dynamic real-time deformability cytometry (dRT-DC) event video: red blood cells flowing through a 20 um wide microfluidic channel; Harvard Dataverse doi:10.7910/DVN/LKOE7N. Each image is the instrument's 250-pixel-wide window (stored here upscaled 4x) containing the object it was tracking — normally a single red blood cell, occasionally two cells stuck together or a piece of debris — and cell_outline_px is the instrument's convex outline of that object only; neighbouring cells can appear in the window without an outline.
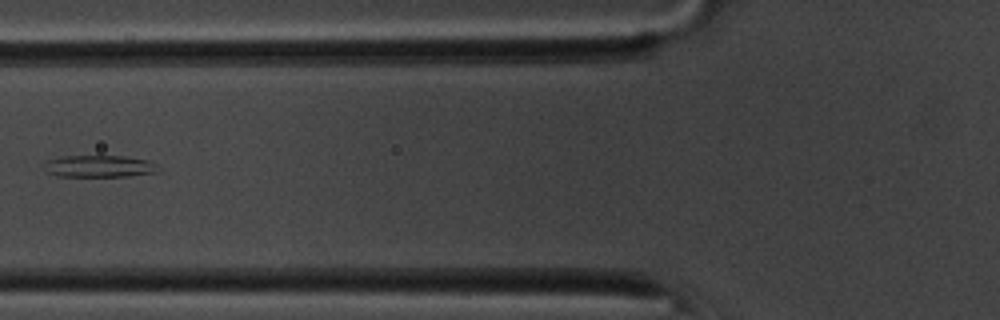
{"species": "common noctule bat (a hibernating species)", "species_latin": "Nyctalus noctula", "temperature_condition": "room temperature", "stored_images_in_passage": 35, "camera_frame_rate_fps": 3000, "um_per_image_px": 0.085, "animal": {"sex": "male", "body_mass_g": 20.1, "forearm_length_mm": 53.5}, "frame": {"image": 1, "passage_image": 2, "time_ms": 0.333, "image_size_px": [1000, 320], "cell_outline_px": [[160, 168], [156, 172], [128, 176], [56, 176], [48, 172], [44, 160], [64, 156], [124, 156], [148, 160]], "centroid_in_image_um": [8.43, 14.12], "position_along_channel_um": 117.4, "area_um2": 14.45}}
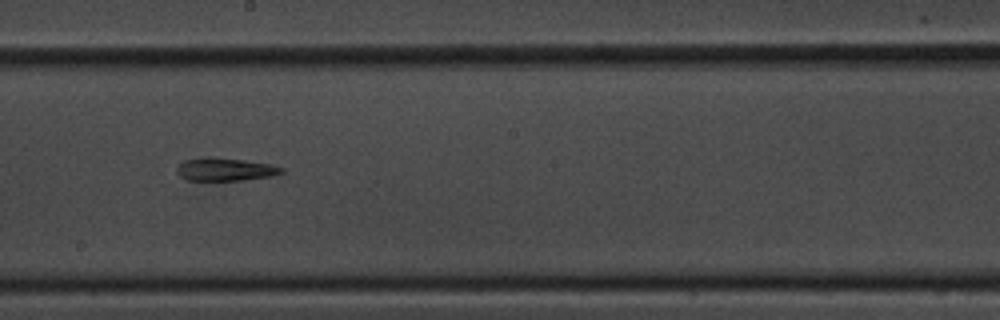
{"frame": {"image": 2, "passage_image": 11, "time_ms": 3.333, "image_size_px": [1000, 320], "cell_outline_px": [[284, 172], [272, 176], [244, 180], [184, 180], [176, 172], [176, 168], [184, 160], [200, 156], [208, 156], [244, 160], [272, 164], [284, 168]], "centroid_in_image_um": [19.12, 14.38], "position_along_channel_um": 229.1, "area_um2": 14.28}}
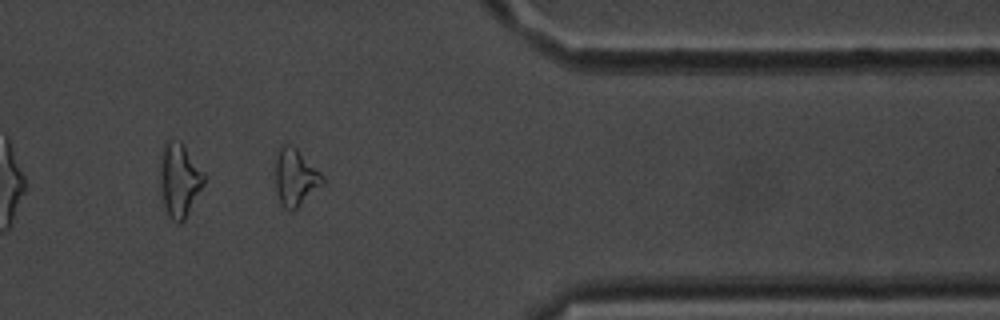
{"frame": {"image": 3, "passage_image": 25, "time_ms": 8.0, "image_size_px": [1000, 320], "cell_outline_px": [[324, 184], [292, 212], [288, 212], [280, 204], [276, 192], [276, 156], [280, 144], [288, 144], [296, 148], [324, 176]], "centroid_in_image_um": [25.1, 15.11], "position_along_channel_um": 386.3, "area_um2": 15.78}}